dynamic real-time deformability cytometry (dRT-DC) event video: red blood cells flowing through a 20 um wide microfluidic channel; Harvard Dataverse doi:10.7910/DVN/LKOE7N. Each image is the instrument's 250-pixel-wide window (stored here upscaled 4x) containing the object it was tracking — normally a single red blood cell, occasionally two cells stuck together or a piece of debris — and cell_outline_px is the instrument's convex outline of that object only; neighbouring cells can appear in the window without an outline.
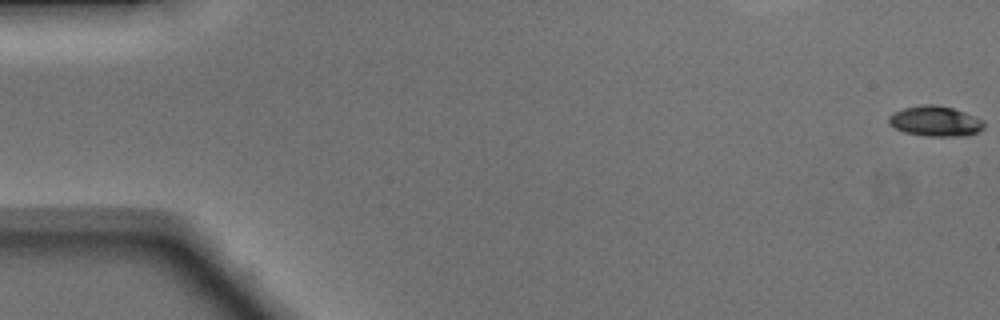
{"species": "Egyptian fruit bat (a non-hibernating species)", "species_latin": "Rousettus aegyptiacus", "temperature_condition": "warm", "stored_images_in_passage": 10, "camera_frame_rate_fps": 3000, "um_per_image_px": 0.085, "animal": {"sex": "male"}, "frame": {"image": 1, "passage_image": 1, "time_ms": 0.0, "image_size_px": [1000, 320], "cell_outline_px": [[984, 128], [968, 136], [928, 136], [904, 132], [888, 124], [888, 116], [892, 112], [904, 108], [924, 104], [936, 104], [952, 108], [964, 112], [984, 120]], "centroid_in_image_um": [79.49, 10.3], "position_along_channel_um": 5.5, "area_um2": 16.88}}